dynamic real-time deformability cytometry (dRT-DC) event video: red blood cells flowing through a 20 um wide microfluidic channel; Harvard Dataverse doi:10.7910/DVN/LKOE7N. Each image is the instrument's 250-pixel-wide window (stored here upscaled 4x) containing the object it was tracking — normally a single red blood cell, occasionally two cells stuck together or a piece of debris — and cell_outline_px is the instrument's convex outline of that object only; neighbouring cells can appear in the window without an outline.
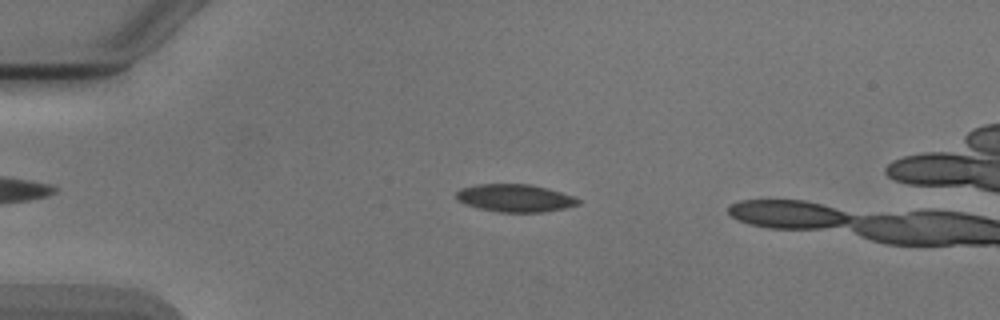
{"species": "Egyptian fruit bat (a non-hibernating species)", "species_latin": "Rousettus aegyptiacus", "temperature_condition": "cold", "stored_images_in_passage": 47, "camera_frame_rate_fps": 3000, "um_per_image_px": 0.085, "animal": {"sex": "male"}, "frame": {"image": 1, "passage_image": 12, "time_ms": 3.667, "image_size_px": [1000, 320], "cell_outline_px": [[580, 204], [564, 208], [544, 212], [496, 212], [464, 204], [456, 196], [456, 192], [460, 188], [480, 184], [532, 184], [548, 188], [572, 196], [580, 200]], "centroid_in_image_um": [43.78, 16.83], "position_along_channel_um": 41.2, "area_um2": 19.59}}
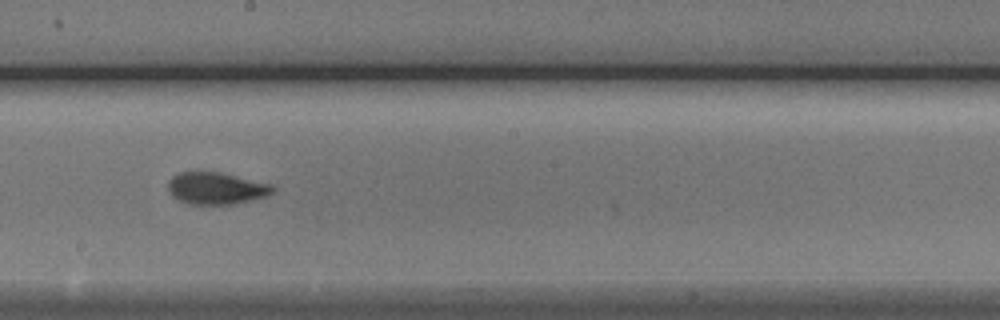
{"frame": {"image": 2, "passage_image": 29, "time_ms": 9.333, "image_size_px": [1000, 320], "cell_outline_px": [[276, 188], [268, 196], [236, 204], [188, 204], [172, 196], [168, 192], [168, 180], [172, 176], [180, 172], [220, 172], [272, 184]], "centroid_in_image_um": [18.39, 16.01], "position_along_channel_um": 229.8, "area_um2": 19.65}}
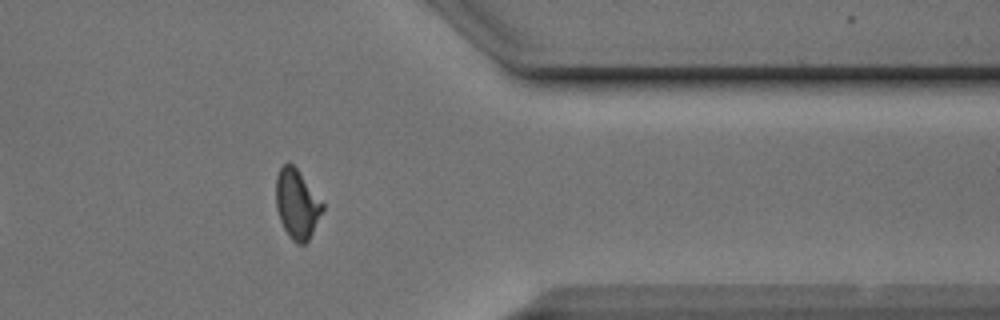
{"frame": {"image": 3, "passage_image": 42, "time_ms": 13.667, "image_size_px": [1000, 320], "cell_outline_px": [[324, 208], [308, 240], [304, 244], [296, 244], [292, 240], [284, 228], [280, 220], [276, 208], [276, 176], [280, 168], [288, 160], [296, 168], [324, 204]], "centroid_in_image_um": [25.22, 17.33], "position_along_channel_um": 386.2, "area_um2": 18.61}}